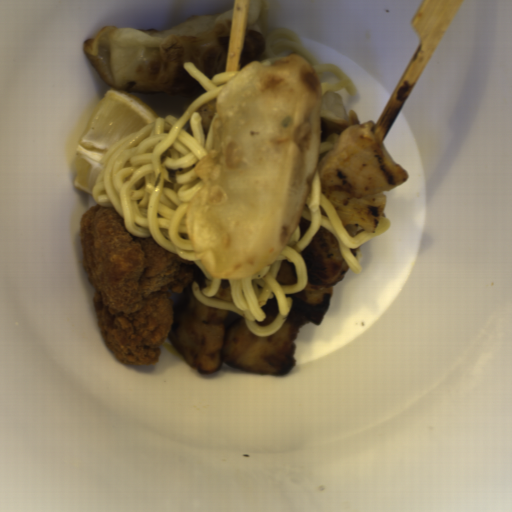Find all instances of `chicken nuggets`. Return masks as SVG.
Instances as JSON below:
<instances>
[{"label": "chicken nuggets", "instance_id": "chicken-nuggets-5", "mask_svg": "<svg viewBox=\"0 0 512 512\" xmlns=\"http://www.w3.org/2000/svg\"><path fill=\"white\" fill-rule=\"evenodd\" d=\"M261 307L266 315V319L259 324L261 327H267L274 323L279 314L277 297L269 295L266 302Z\"/></svg>", "mask_w": 512, "mask_h": 512}, {"label": "chicken nuggets", "instance_id": "chicken-nuggets-2", "mask_svg": "<svg viewBox=\"0 0 512 512\" xmlns=\"http://www.w3.org/2000/svg\"><path fill=\"white\" fill-rule=\"evenodd\" d=\"M316 170L325 193L353 200L390 192L410 177L375 133L373 120L345 129Z\"/></svg>", "mask_w": 512, "mask_h": 512}, {"label": "chicken nuggets", "instance_id": "chicken-nuggets-6", "mask_svg": "<svg viewBox=\"0 0 512 512\" xmlns=\"http://www.w3.org/2000/svg\"><path fill=\"white\" fill-rule=\"evenodd\" d=\"M213 300H218L222 302H233L231 287H230V279H223L220 289L217 293L211 296Z\"/></svg>", "mask_w": 512, "mask_h": 512}, {"label": "chicken nuggets", "instance_id": "chicken-nuggets-7", "mask_svg": "<svg viewBox=\"0 0 512 512\" xmlns=\"http://www.w3.org/2000/svg\"><path fill=\"white\" fill-rule=\"evenodd\" d=\"M313 221L301 215L297 225L300 229V239L304 238Z\"/></svg>", "mask_w": 512, "mask_h": 512}, {"label": "chicken nuggets", "instance_id": "chicken-nuggets-1", "mask_svg": "<svg viewBox=\"0 0 512 512\" xmlns=\"http://www.w3.org/2000/svg\"><path fill=\"white\" fill-rule=\"evenodd\" d=\"M308 322L290 312L269 337L254 336L240 313L204 305L188 285L174 298L167 339L201 376L217 372L222 365L285 376L295 368L294 341Z\"/></svg>", "mask_w": 512, "mask_h": 512}, {"label": "chicken nuggets", "instance_id": "chicken-nuggets-4", "mask_svg": "<svg viewBox=\"0 0 512 512\" xmlns=\"http://www.w3.org/2000/svg\"><path fill=\"white\" fill-rule=\"evenodd\" d=\"M275 278L279 285H295L298 283L296 265L292 264L289 259H283L279 264Z\"/></svg>", "mask_w": 512, "mask_h": 512}, {"label": "chicken nuggets", "instance_id": "chicken-nuggets-3", "mask_svg": "<svg viewBox=\"0 0 512 512\" xmlns=\"http://www.w3.org/2000/svg\"><path fill=\"white\" fill-rule=\"evenodd\" d=\"M300 254L306 267L309 284L335 286L343 279L349 268L336 236L323 227Z\"/></svg>", "mask_w": 512, "mask_h": 512}]
</instances>
